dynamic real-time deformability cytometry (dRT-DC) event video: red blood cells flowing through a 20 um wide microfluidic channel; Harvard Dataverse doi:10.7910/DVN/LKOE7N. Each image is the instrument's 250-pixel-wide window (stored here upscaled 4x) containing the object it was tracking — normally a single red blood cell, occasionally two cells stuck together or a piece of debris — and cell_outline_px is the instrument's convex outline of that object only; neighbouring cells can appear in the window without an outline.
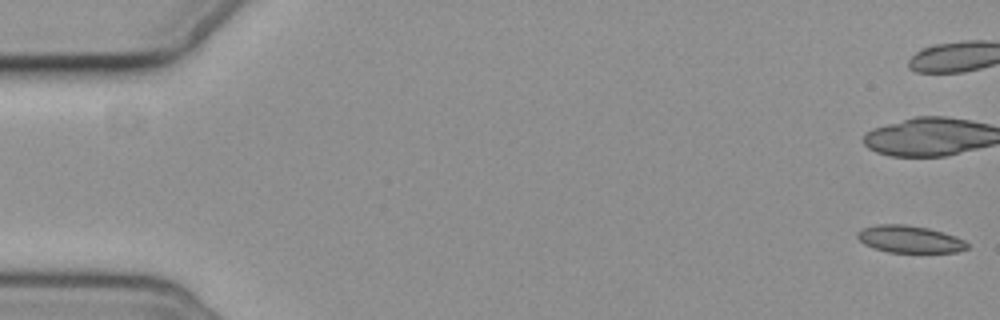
{"species": "common noctule bat (a hibernating species)", "species_latin": "Nyctalus noctula", "temperature_condition": "cold", "stored_images_in_passage": 8, "camera_frame_rate_fps": 3000, "um_per_image_px": 0.085, "animal": {"sex": "female", "body_mass_g": 19.3, "forearm_length_mm": 54.1}, "frame": {"image": 1, "passage_image": 1, "time_ms": 0.0, "image_size_px": [1000, 320], "cell_outline_px": [[968, 248], [956, 252], [888, 252], [864, 244], [856, 236], [856, 232], [860, 228], [876, 224], [904, 224], [928, 228], [944, 232], [956, 236], [964, 240], [968, 244]], "centroid_in_image_um": [77.3, 20.31], "position_along_channel_um": 7.7, "area_um2": 17.46}}